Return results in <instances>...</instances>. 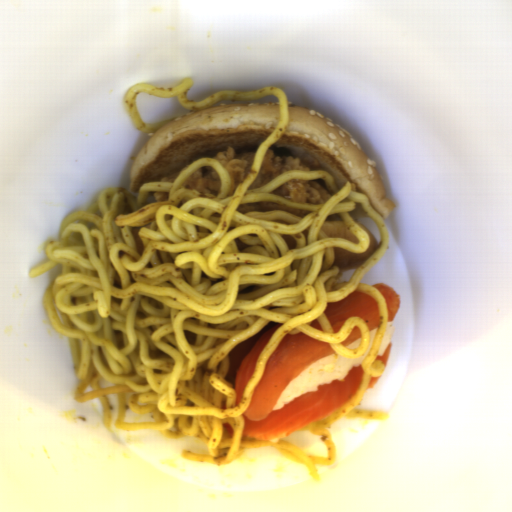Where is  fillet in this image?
<instances>
[{
	"label": "fillet",
	"instance_id": "fillet-1",
	"mask_svg": "<svg viewBox=\"0 0 512 512\" xmlns=\"http://www.w3.org/2000/svg\"><path fill=\"white\" fill-rule=\"evenodd\" d=\"M336 354L328 342L305 333L286 334L266 360L263 376L242 414L241 437L279 443L306 425L341 408L356 394L363 377L354 365L343 378L318 384V390L300 395L280 409H273L281 392L299 374L321 358Z\"/></svg>",
	"mask_w": 512,
	"mask_h": 512
},
{
	"label": "fillet",
	"instance_id": "fillet-2",
	"mask_svg": "<svg viewBox=\"0 0 512 512\" xmlns=\"http://www.w3.org/2000/svg\"><path fill=\"white\" fill-rule=\"evenodd\" d=\"M323 313L334 333L339 332L349 317L363 319L369 332L380 326L377 302L365 292L355 290L340 301H329Z\"/></svg>",
	"mask_w": 512,
	"mask_h": 512
},
{
	"label": "fillet",
	"instance_id": "fillet-3",
	"mask_svg": "<svg viewBox=\"0 0 512 512\" xmlns=\"http://www.w3.org/2000/svg\"><path fill=\"white\" fill-rule=\"evenodd\" d=\"M284 324V323H283ZM277 324L265 331L254 343L251 350L241 360L235 375V391L237 393L235 404L239 407L244 389L251 379L257 365L261 352L268 344L271 336L283 325Z\"/></svg>",
	"mask_w": 512,
	"mask_h": 512
},
{
	"label": "fillet",
	"instance_id": "fillet-4",
	"mask_svg": "<svg viewBox=\"0 0 512 512\" xmlns=\"http://www.w3.org/2000/svg\"><path fill=\"white\" fill-rule=\"evenodd\" d=\"M370 286L377 289L383 295L387 307V322H393L401 307L400 294H397V292L386 283L377 282Z\"/></svg>",
	"mask_w": 512,
	"mask_h": 512
},
{
	"label": "fillet",
	"instance_id": "fillet-5",
	"mask_svg": "<svg viewBox=\"0 0 512 512\" xmlns=\"http://www.w3.org/2000/svg\"><path fill=\"white\" fill-rule=\"evenodd\" d=\"M359 338H362L359 327L354 326L347 339L340 343L347 348L351 343Z\"/></svg>",
	"mask_w": 512,
	"mask_h": 512
},
{
	"label": "fillet",
	"instance_id": "fillet-6",
	"mask_svg": "<svg viewBox=\"0 0 512 512\" xmlns=\"http://www.w3.org/2000/svg\"><path fill=\"white\" fill-rule=\"evenodd\" d=\"M392 345H393V343L389 342L384 350L383 355L382 356L377 355V357L375 358L374 361H382V363L384 364V366L386 368L388 366V360H389V357H390V354L392 351Z\"/></svg>",
	"mask_w": 512,
	"mask_h": 512
},
{
	"label": "fillet",
	"instance_id": "fillet-7",
	"mask_svg": "<svg viewBox=\"0 0 512 512\" xmlns=\"http://www.w3.org/2000/svg\"><path fill=\"white\" fill-rule=\"evenodd\" d=\"M380 378H381L380 376L370 377L367 390L375 388V386L379 382Z\"/></svg>",
	"mask_w": 512,
	"mask_h": 512
},
{
	"label": "fillet",
	"instance_id": "fillet-8",
	"mask_svg": "<svg viewBox=\"0 0 512 512\" xmlns=\"http://www.w3.org/2000/svg\"><path fill=\"white\" fill-rule=\"evenodd\" d=\"M309 326H312V327H314L315 329H319V330H321V331H323V332H324V330H323V328H322V326H321V324H320V322L318 321V319H317V318H316V319H314L312 322H310Z\"/></svg>",
	"mask_w": 512,
	"mask_h": 512
},
{
	"label": "fillet",
	"instance_id": "fillet-9",
	"mask_svg": "<svg viewBox=\"0 0 512 512\" xmlns=\"http://www.w3.org/2000/svg\"><path fill=\"white\" fill-rule=\"evenodd\" d=\"M223 427L228 432L229 435H233V429L227 422L223 423Z\"/></svg>",
	"mask_w": 512,
	"mask_h": 512
}]
</instances>
